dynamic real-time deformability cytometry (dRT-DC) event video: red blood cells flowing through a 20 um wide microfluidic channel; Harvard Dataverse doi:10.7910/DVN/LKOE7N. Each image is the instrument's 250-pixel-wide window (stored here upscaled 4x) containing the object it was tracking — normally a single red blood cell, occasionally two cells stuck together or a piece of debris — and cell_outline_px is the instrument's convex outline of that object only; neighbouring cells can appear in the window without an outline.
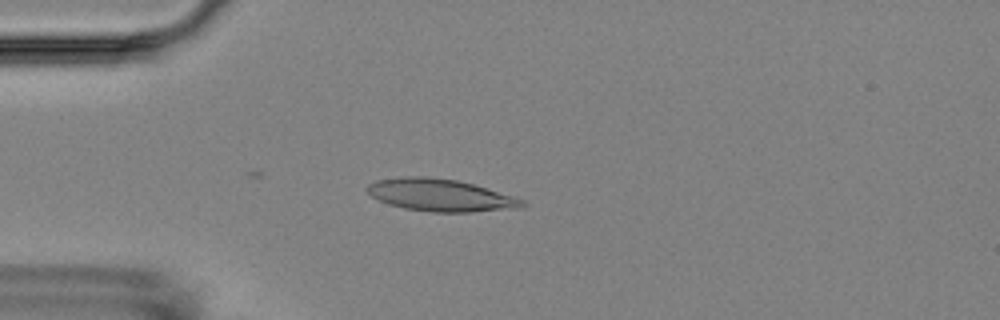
{"species": "Egyptian fruit bat (a non-hibernating species)", "species_latin": "Rousettus aegyptiacus", "temperature_condition": "room temperature", "stored_images_in_passage": 16, "camera_frame_rate_fps": 3000, "um_per_image_px": 0.085, "animal": {"sex": "female"}, "frame": {"image": 1, "passage_image": 5, "time_ms": 4.667, "image_size_px": [1000, 320], "cell_outline_px": [[528, 204], [524, 208], [472, 212], [432, 212], [404, 208], [388, 204], [372, 196], [368, 192], [368, 184], [376, 180], [404, 176], [424, 176], [456, 180], [472, 184], [512, 196], [524, 200]], "centroid_in_image_um": [37.46, 16.6], "position_along_channel_um": 47.5, "area_um2": 29.07}}
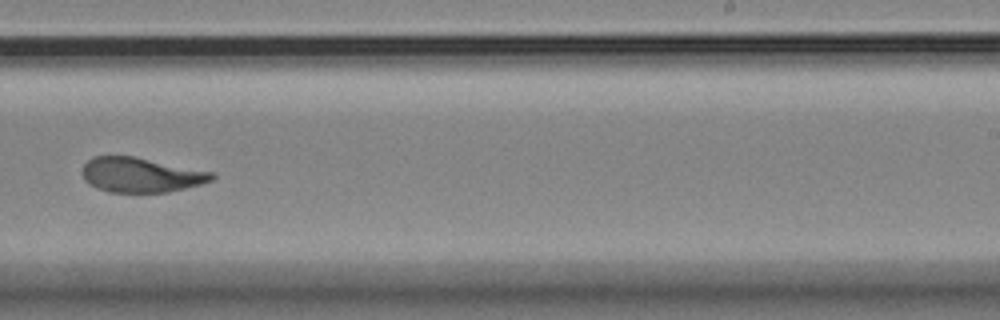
{"frame": {"image": 2, "passage_image": 11, "time_ms": 11.667, "image_size_px": [1000, 320], "cell_outline_px": [[216, 176], [212, 180], [200, 184], [168, 192], [108, 192], [96, 188], [88, 184], [84, 180], [84, 164], [92, 156], [132, 156], [216, 172]], "centroid_in_image_um": [11.99, 14.87], "position_along_channel_um": 277.0, "area_um2": 26.24}}
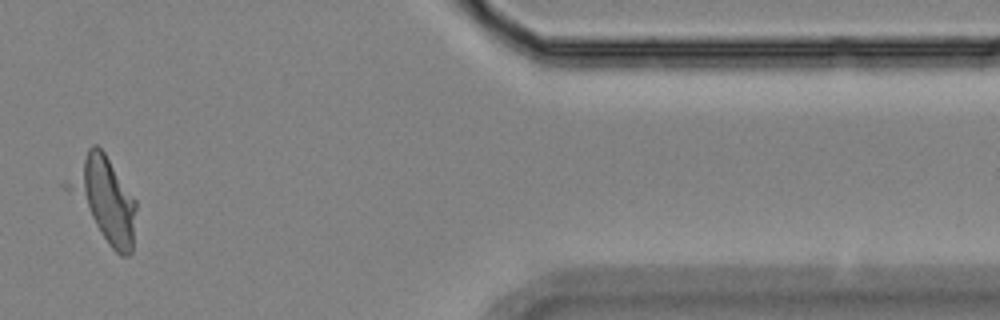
{"frame": {"image": 3, "passage_image": 15, "time_ms": 16.333, "image_size_px": [1000, 320], "cell_outline_px": [[136, 208], [132, 252], [128, 256], [120, 256], [108, 244], [96, 224], [76, 184], [88, 148], [92, 144], [96, 144], [104, 152], [136, 200]], "centroid_in_image_um": [9.19, 17.03], "position_along_channel_um": 402.2, "area_um2": 28.21}, "authors_computed_cell_mechanics": {"area_um2": 27.3683, "velocity_mm_per_s": 3.5021, "shape_relaxation_time_tau1_ms": 6.7447, "shape_relaxation_time_tau2_ms": 0.773, "deformation_change_tau1": 0.1565, "deformation_change_tau2": 0.0431}}